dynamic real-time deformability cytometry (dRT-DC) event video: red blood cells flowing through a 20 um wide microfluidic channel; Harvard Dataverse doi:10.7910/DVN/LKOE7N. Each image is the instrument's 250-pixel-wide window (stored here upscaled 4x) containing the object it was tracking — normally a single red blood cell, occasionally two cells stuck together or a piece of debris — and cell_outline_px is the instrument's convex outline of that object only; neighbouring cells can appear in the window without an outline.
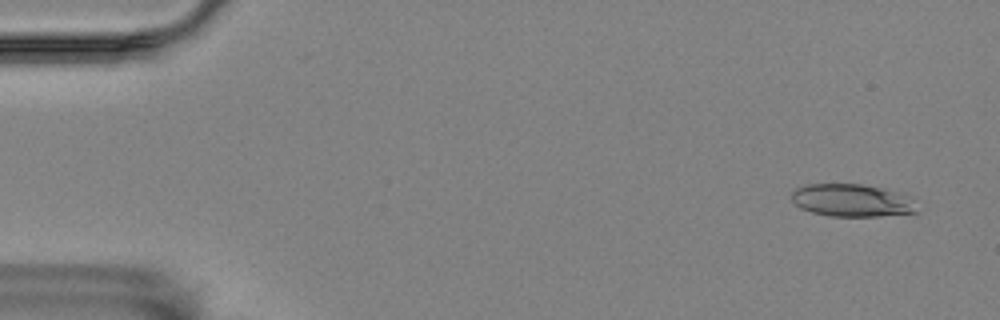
{"species": "Egyptian fruit bat (a non-hibernating species)", "species_latin": "Rousettus aegyptiacus", "temperature_condition": "room temperature", "stored_images_in_passage": 57, "camera_frame_rate_fps": 3000, "um_per_image_px": 0.085, "animal": {"sex": "female"}, "frame": {"image": 1, "passage_image": 3, "time_ms": 0.667, "image_size_px": [1000, 320], "cell_outline_px": [[920, 212], [880, 216], [832, 216], [812, 212], [800, 208], [792, 200], [792, 192], [796, 188], [804, 184], [860, 184], [884, 188], [908, 196]], "centroid_in_image_um": [72.4, 17.03], "position_along_channel_um": 12.6, "area_um2": 23.76}}
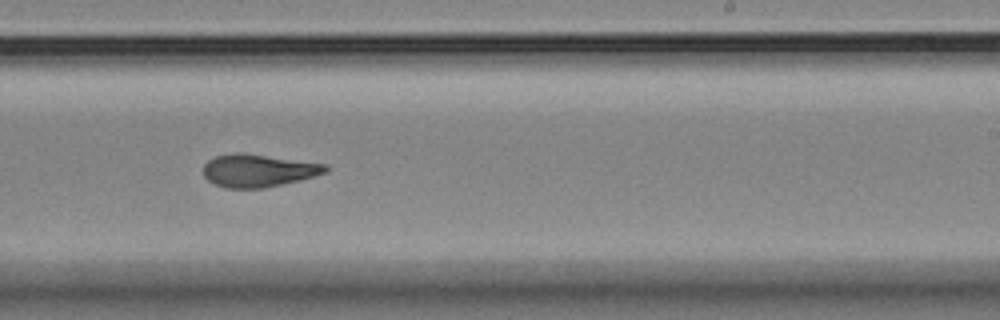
{"frame": {"image": 2, "passage_image": 35, "time_ms": 11.333, "image_size_px": [1000, 320], "cell_outline_px": [[328, 172], [300, 180], [264, 188], [224, 188], [208, 180], [204, 176], [204, 164], [208, 160], [216, 156], [236, 152], [240, 152], [328, 164]], "centroid_in_image_um": [21.96, 14.49], "position_along_channel_um": 267.0, "area_um2": 23.29}}
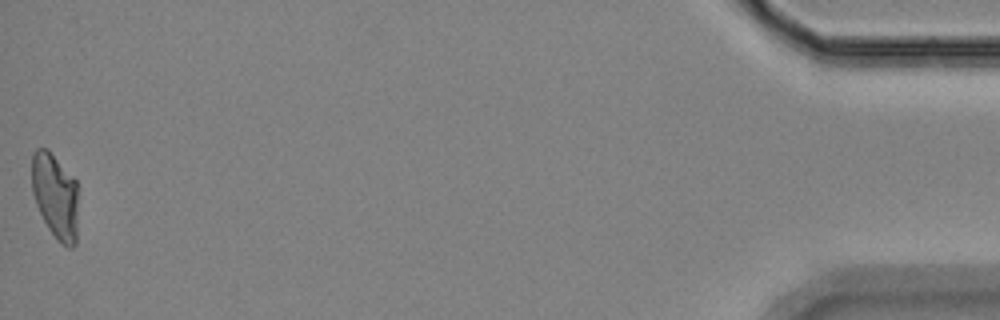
{"frame": {"image": 3, "passage_image": 57, "time_ms": 18.667, "image_size_px": [1000, 320], "cell_outline_px": [[76, 244], [72, 248], [68, 248], [60, 244], [48, 228], [36, 204], [32, 192], [32, 152], [36, 148], [48, 148], [76, 180]], "centroid_in_image_um": [4.68, 16.64], "position_along_channel_um": 430.5, "area_um2": 23.06}, "authors_computed_cell_mechanics": {"area_um2": 23.3512, "velocity_mm_per_s": 3.478, "shape_relaxation_time_tau1_ms": null, "shape_relaxation_time_tau2_ms": 3.7512, "deformation_change_tau1": null, "deformation_change_tau2": 0.112}}